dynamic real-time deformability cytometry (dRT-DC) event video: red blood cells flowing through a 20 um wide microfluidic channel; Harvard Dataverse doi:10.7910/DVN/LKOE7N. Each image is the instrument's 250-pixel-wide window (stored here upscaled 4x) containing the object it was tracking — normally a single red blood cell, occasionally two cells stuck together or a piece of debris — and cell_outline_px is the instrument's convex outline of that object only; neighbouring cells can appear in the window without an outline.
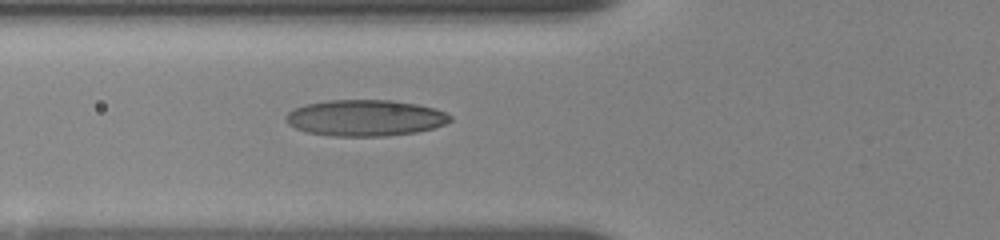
{"species": "human", "species_latin": "Homo sapiens", "temperature_condition": "room temperature", "stored_images_in_passage": 7, "camera_frame_rate_fps": 3000, "um_per_image_px": 0.085, "donor": {"sex": "female"}, "frame": {"image": 1, "passage_image": 7, "time_ms": 4.667, "image_size_px": [1000, 240], "cell_outline_px": [[452, 120], [444, 124], [432, 128], [416, 132], [388, 136], [332, 136], [308, 132], [296, 128], [288, 124], [284, 120], [284, 116], [292, 108], [304, 104], [328, 100], [392, 100], [416, 104], [436, 108], [452, 116]], "centroid_in_image_um": [31.01, 10.02], "position_along_channel_um": 94.8, "area_um2": 34.91}}